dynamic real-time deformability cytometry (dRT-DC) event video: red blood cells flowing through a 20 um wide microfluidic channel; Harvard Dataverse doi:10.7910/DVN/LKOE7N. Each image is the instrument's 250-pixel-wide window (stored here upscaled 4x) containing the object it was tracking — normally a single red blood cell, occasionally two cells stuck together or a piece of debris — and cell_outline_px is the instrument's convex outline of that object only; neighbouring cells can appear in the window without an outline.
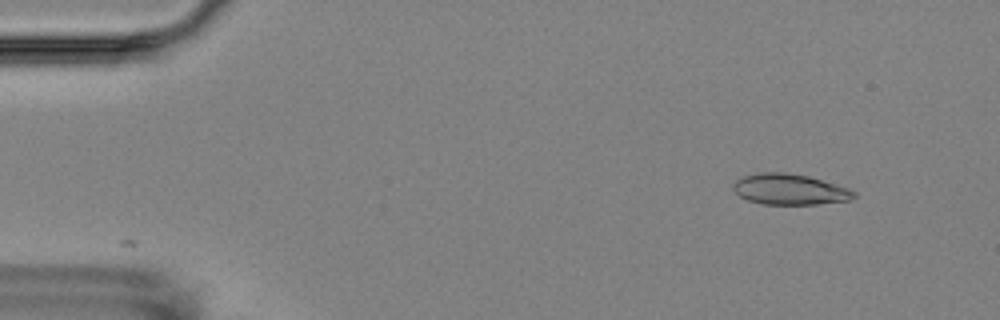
{"species": "Egyptian fruit bat (a non-hibernating species)", "species_latin": "Rousettus aegyptiacus", "temperature_condition": "room temperature", "stored_images_in_passage": 5, "camera_frame_rate_fps": 3000, "um_per_image_px": 0.085, "animal": {"sex": "female"}, "frame": {"image": 1, "passage_image": 2, "time_ms": 1.333, "image_size_px": [1000, 320], "cell_outline_px": [[856, 196], [852, 200], [816, 204], [764, 204], [748, 200], [740, 196], [732, 188], [732, 184], [736, 180], [744, 176], [760, 172], [784, 172], [808, 176], [848, 188], [856, 192]], "centroid_in_image_um": [67.12, 16.09], "position_along_channel_um": 17.9, "area_um2": 21.56}}